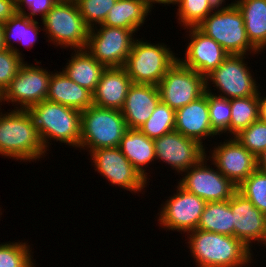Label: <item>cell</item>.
Instances as JSON below:
<instances>
[{"instance_id": "obj_4", "label": "cell", "mask_w": 266, "mask_h": 267, "mask_svg": "<svg viewBox=\"0 0 266 267\" xmlns=\"http://www.w3.org/2000/svg\"><path fill=\"white\" fill-rule=\"evenodd\" d=\"M126 130L120 110L91 105L81 112L79 149L90 153L99 148L118 147Z\"/></svg>"}, {"instance_id": "obj_19", "label": "cell", "mask_w": 266, "mask_h": 267, "mask_svg": "<svg viewBox=\"0 0 266 267\" xmlns=\"http://www.w3.org/2000/svg\"><path fill=\"white\" fill-rule=\"evenodd\" d=\"M175 131L193 139L202 146L207 137L215 138L218 135L211 127L208 91L198 99L175 111Z\"/></svg>"}, {"instance_id": "obj_12", "label": "cell", "mask_w": 266, "mask_h": 267, "mask_svg": "<svg viewBox=\"0 0 266 267\" xmlns=\"http://www.w3.org/2000/svg\"><path fill=\"white\" fill-rule=\"evenodd\" d=\"M207 156L197 165L183 172L178 184L185 190L195 194L207 202H220L231 199L237 191V186L223 176L217 167L207 163ZM185 175V176H184Z\"/></svg>"}, {"instance_id": "obj_36", "label": "cell", "mask_w": 266, "mask_h": 267, "mask_svg": "<svg viewBox=\"0 0 266 267\" xmlns=\"http://www.w3.org/2000/svg\"><path fill=\"white\" fill-rule=\"evenodd\" d=\"M116 2L117 0H76L80 14L90 29L102 25Z\"/></svg>"}, {"instance_id": "obj_43", "label": "cell", "mask_w": 266, "mask_h": 267, "mask_svg": "<svg viewBox=\"0 0 266 267\" xmlns=\"http://www.w3.org/2000/svg\"><path fill=\"white\" fill-rule=\"evenodd\" d=\"M257 168L266 172V150L257 158Z\"/></svg>"}, {"instance_id": "obj_31", "label": "cell", "mask_w": 266, "mask_h": 267, "mask_svg": "<svg viewBox=\"0 0 266 267\" xmlns=\"http://www.w3.org/2000/svg\"><path fill=\"white\" fill-rule=\"evenodd\" d=\"M32 248L26 242H3L0 244V267H35Z\"/></svg>"}, {"instance_id": "obj_33", "label": "cell", "mask_w": 266, "mask_h": 267, "mask_svg": "<svg viewBox=\"0 0 266 267\" xmlns=\"http://www.w3.org/2000/svg\"><path fill=\"white\" fill-rule=\"evenodd\" d=\"M178 23L183 29L197 27L213 11L208 0H178Z\"/></svg>"}, {"instance_id": "obj_26", "label": "cell", "mask_w": 266, "mask_h": 267, "mask_svg": "<svg viewBox=\"0 0 266 267\" xmlns=\"http://www.w3.org/2000/svg\"><path fill=\"white\" fill-rule=\"evenodd\" d=\"M149 13L151 11L145 0H117L102 25L132 29L137 32L150 15Z\"/></svg>"}, {"instance_id": "obj_35", "label": "cell", "mask_w": 266, "mask_h": 267, "mask_svg": "<svg viewBox=\"0 0 266 267\" xmlns=\"http://www.w3.org/2000/svg\"><path fill=\"white\" fill-rule=\"evenodd\" d=\"M234 138L258 158L266 150V123L258 119Z\"/></svg>"}, {"instance_id": "obj_2", "label": "cell", "mask_w": 266, "mask_h": 267, "mask_svg": "<svg viewBox=\"0 0 266 267\" xmlns=\"http://www.w3.org/2000/svg\"><path fill=\"white\" fill-rule=\"evenodd\" d=\"M0 109V155L20 162H34L47 153L28 110Z\"/></svg>"}, {"instance_id": "obj_17", "label": "cell", "mask_w": 266, "mask_h": 267, "mask_svg": "<svg viewBox=\"0 0 266 267\" xmlns=\"http://www.w3.org/2000/svg\"><path fill=\"white\" fill-rule=\"evenodd\" d=\"M230 208L233 213L234 237L249 249L256 241L266 248V215L238 190L230 199Z\"/></svg>"}, {"instance_id": "obj_20", "label": "cell", "mask_w": 266, "mask_h": 267, "mask_svg": "<svg viewBox=\"0 0 266 267\" xmlns=\"http://www.w3.org/2000/svg\"><path fill=\"white\" fill-rule=\"evenodd\" d=\"M157 85L132 84L121 108L127 128H138L145 123L160 102Z\"/></svg>"}, {"instance_id": "obj_44", "label": "cell", "mask_w": 266, "mask_h": 267, "mask_svg": "<svg viewBox=\"0 0 266 267\" xmlns=\"http://www.w3.org/2000/svg\"><path fill=\"white\" fill-rule=\"evenodd\" d=\"M5 48H6V45L4 42V24L0 23V51Z\"/></svg>"}, {"instance_id": "obj_16", "label": "cell", "mask_w": 266, "mask_h": 267, "mask_svg": "<svg viewBox=\"0 0 266 267\" xmlns=\"http://www.w3.org/2000/svg\"><path fill=\"white\" fill-rule=\"evenodd\" d=\"M208 151L210 160L220 173L231 180L237 187L257 169V158L234 137L219 142Z\"/></svg>"}, {"instance_id": "obj_46", "label": "cell", "mask_w": 266, "mask_h": 267, "mask_svg": "<svg viewBox=\"0 0 266 267\" xmlns=\"http://www.w3.org/2000/svg\"><path fill=\"white\" fill-rule=\"evenodd\" d=\"M0 103H1L0 105H2V103H3V102L1 101V93H0ZM1 108H2V107L0 106V109H1Z\"/></svg>"}, {"instance_id": "obj_11", "label": "cell", "mask_w": 266, "mask_h": 267, "mask_svg": "<svg viewBox=\"0 0 266 267\" xmlns=\"http://www.w3.org/2000/svg\"><path fill=\"white\" fill-rule=\"evenodd\" d=\"M157 86L161 102L175 111L198 99L206 91L205 77L178 60Z\"/></svg>"}, {"instance_id": "obj_45", "label": "cell", "mask_w": 266, "mask_h": 267, "mask_svg": "<svg viewBox=\"0 0 266 267\" xmlns=\"http://www.w3.org/2000/svg\"><path fill=\"white\" fill-rule=\"evenodd\" d=\"M58 1H71V2H76V0H58Z\"/></svg>"}, {"instance_id": "obj_25", "label": "cell", "mask_w": 266, "mask_h": 267, "mask_svg": "<svg viewBox=\"0 0 266 267\" xmlns=\"http://www.w3.org/2000/svg\"><path fill=\"white\" fill-rule=\"evenodd\" d=\"M250 43L259 51L266 49V0H235Z\"/></svg>"}, {"instance_id": "obj_41", "label": "cell", "mask_w": 266, "mask_h": 267, "mask_svg": "<svg viewBox=\"0 0 266 267\" xmlns=\"http://www.w3.org/2000/svg\"><path fill=\"white\" fill-rule=\"evenodd\" d=\"M258 119L266 123V96L261 97L260 91H258Z\"/></svg>"}, {"instance_id": "obj_15", "label": "cell", "mask_w": 266, "mask_h": 267, "mask_svg": "<svg viewBox=\"0 0 266 267\" xmlns=\"http://www.w3.org/2000/svg\"><path fill=\"white\" fill-rule=\"evenodd\" d=\"M153 141L156 160H162L181 175L207 155L204 146L175 130Z\"/></svg>"}, {"instance_id": "obj_9", "label": "cell", "mask_w": 266, "mask_h": 267, "mask_svg": "<svg viewBox=\"0 0 266 267\" xmlns=\"http://www.w3.org/2000/svg\"><path fill=\"white\" fill-rule=\"evenodd\" d=\"M36 65L25 62L1 94V101L11 103L14 110H29L32 106L47 99L51 71L44 69L41 62ZM15 104V105H14ZM18 107H17V106Z\"/></svg>"}, {"instance_id": "obj_39", "label": "cell", "mask_w": 266, "mask_h": 267, "mask_svg": "<svg viewBox=\"0 0 266 267\" xmlns=\"http://www.w3.org/2000/svg\"><path fill=\"white\" fill-rule=\"evenodd\" d=\"M15 13V0H0V23L6 22Z\"/></svg>"}, {"instance_id": "obj_29", "label": "cell", "mask_w": 266, "mask_h": 267, "mask_svg": "<svg viewBox=\"0 0 266 267\" xmlns=\"http://www.w3.org/2000/svg\"><path fill=\"white\" fill-rule=\"evenodd\" d=\"M231 118L229 134L234 137L258 120V93L255 96L230 99Z\"/></svg>"}, {"instance_id": "obj_22", "label": "cell", "mask_w": 266, "mask_h": 267, "mask_svg": "<svg viewBox=\"0 0 266 267\" xmlns=\"http://www.w3.org/2000/svg\"><path fill=\"white\" fill-rule=\"evenodd\" d=\"M46 100L82 112L93 105V94L72 81L63 71H52Z\"/></svg>"}, {"instance_id": "obj_37", "label": "cell", "mask_w": 266, "mask_h": 267, "mask_svg": "<svg viewBox=\"0 0 266 267\" xmlns=\"http://www.w3.org/2000/svg\"><path fill=\"white\" fill-rule=\"evenodd\" d=\"M25 60L13 50L5 48L0 51V93L9 86Z\"/></svg>"}, {"instance_id": "obj_38", "label": "cell", "mask_w": 266, "mask_h": 267, "mask_svg": "<svg viewBox=\"0 0 266 267\" xmlns=\"http://www.w3.org/2000/svg\"><path fill=\"white\" fill-rule=\"evenodd\" d=\"M57 2L58 0H15V8L17 13H23L34 21L35 16L39 15L42 21ZM26 7L28 12L25 11Z\"/></svg>"}, {"instance_id": "obj_14", "label": "cell", "mask_w": 266, "mask_h": 267, "mask_svg": "<svg viewBox=\"0 0 266 267\" xmlns=\"http://www.w3.org/2000/svg\"><path fill=\"white\" fill-rule=\"evenodd\" d=\"M176 192L169 196L157 215L161 228L188 234L197 229L206 202L195 194L185 190L179 184Z\"/></svg>"}, {"instance_id": "obj_21", "label": "cell", "mask_w": 266, "mask_h": 267, "mask_svg": "<svg viewBox=\"0 0 266 267\" xmlns=\"http://www.w3.org/2000/svg\"><path fill=\"white\" fill-rule=\"evenodd\" d=\"M132 84L124 67L106 68L93 93V105L121 110Z\"/></svg>"}, {"instance_id": "obj_40", "label": "cell", "mask_w": 266, "mask_h": 267, "mask_svg": "<svg viewBox=\"0 0 266 267\" xmlns=\"http://www.w3.org/2000/svg\"><path fill=\"white\" fill-rule=\"evenodd\" d=\"M225 2L226 0H208L209 7L213 12L229 10L235 5V1L227 5Z\"/></svg>"}, {"instance_id": "obj_32", "label": "cell", "mask_w": 266, "mask_h": 267, "mask_svg": "<svg viewBox=\"0 0 266 267\" xmlns=\"http://www.w3.org/2000/svg\"><path fill=\"white\" fill-rule=\"evenodd\" d=\"M251 203L266 215V172L256 169L237 188Z\"/></svg>"}, {"instance_id": "obj_1", "label": "cell", "mask_w": 266, "mask_h": 267, "mask_svg": "<svg viewBox=\"0 0 266 267\" xmlns=\"http://www.w3.org/2000/svg\"><path fill=\"white\" fill-rule=\"evenodd\" d=\"M186 236L196 267H247L253 261L252 250L234 236L200 229Z\"/></svg>"}, {"instance_id": "obj_13", "label": "cell", "mask_w": 266, "mask_h": 267, "mask_svg": "<svg viewBox=\"0 0 266 267\" xmlns=\"http://www.w3.org/2000/svg\"><path fill=\"white\" fill-rule=\"evenodd\" d=\"M89 154L94 163V170L111 185H118L134 194H139L148 185L149 181L133 167L118 147L99 148Z\"/></svg>"}, {"instance_id": "obj_18", "label": "cell", "mask_w": 266, "mask_h": 267, "mask_svg": "<svg viewBox=\"0 0 266 267\" xmlns=\"http://www.w3.org/2000/svg\"><path fill=\"white\" fill-rule=\"evenodd\" d=\"M189 29V30H188ZM190 42L185 50L184 58L178 61L200 75L206 77L215 70L229 55L213 38L206 36L197 27L186 30Z\"/></svg>"}, {"instance_id": "obj_5", "label": "cell", "mask_w": 266, "mask_h": 267, "mask_svg": "<svg viewBox=\"0 0 266 267\" xmlns=\"http://www.w3.org/2000/svg\"><path fill=\"white\" fill-rule=\"evenodd\" d=\"M142 39L134 40L124 68L132 83L158 85L178 57L164 43L154 44Z\"/></svg>"}, {"instance_id": "obj_8", "label": "cell", "mask_w": 266, "mask_h": 267, "mask_svg": "<svg viewBox=\"0 0 266 267\" xmlns=\"http://www.w3.org/2000/svg\"><path fill=\"white\" fill-rule=\"evenodd\" d=\"M245 57L247 58L245 55H228L205 77L206 91L227 99L255 96L261 87L257 85L258 82L250 71L251 67L247 66ZM209 84H214L218 90L217 94L211 91Z\"/></svg>"}, {"instance_id": "obj_34", "label": "cell", "mask_w": 266, "mask_h": 267, "mask_svg": "<svg viewBox=\"0 0 266 267\" xmlns=\"http://www.w3.org/2000/svg\"><path fill=\"white\" fill-rule=\"evenodd\" d=\"M208 108L212 129L220 136L229 134L231 118L230 99L216 96L208 92Z\"/></svg>"}, {"instance_id": "obj_6", "label": "cell", "mask_w": 266, "mask_h": 267, "mask_svg": "<svg viewBox=\"0 0 266 267\" xmlns=\"http://www.w3.org/2000/svg\"><path fill=\"white\" fill-rule=\"evenodd\" d=\"M48 42L61 48L86 49L90 28L76 2L58 1L42 20Z\"/></svg>"}, {"instance_id": "obj_3", "label": "cell", "mask_w": 266, "mask_h": 267, "mask_svg": "<svg viewBox=\"0 0 266 267\" xmlns=\"http://www.w3.org/2000/svg\"><path fill=\"white\" fill-rule=\"evenodd\" d=\"M28 111L34 119L46 151H49L51 140L79 148L81 138V112L79 110L43 100Z\"/></svg>"}, {"instance_id": "obj_23", "label": "cell", "mask_w": 266, "mask_h": 267, "mask_svg": "<svg viewBox=\"0 0 266 267\" xmlns=\"http://www.w3.org/2000/svg\"><path fill=\"white\" fill-rule=\"evenodd\" d=\"M118 148L133 167L148 181L150 173L146 172L148 164L156 161L154 141L138 128H127Z\"/></svg>"}, {"instance_id": "obj_24", "label": "cell", "mask_w": 266, "mask_h": 267, "mask_svg": "<svg viewBox=\"0 0 266 267\" xmlns=\"http://www.w3.org/2000/svg\"><path fill=\"white\" fill-rule=\"evenodd\" d=\"M105 69L86 49H75L62 71L93 94Z\"/></svg>"}, {"instance_id": "obj_28", "label": "cell", "mask_w": 266, "mask_h": 267, "mask_svg": "<svg viewBox=\"0 0 266 267\" xmlns=\"http://www.w3.org/2000/svg\"><path fill=\"white\" fill-rule=\"evenodd\" d=\"M197 229L234 236L233 213L230 208V199L220 202H207Z\"/></svg>"}, {"instance_id": "obj_10", "label": "cell", "mask_w": 266, "mask_h": 267, "mask_svg": "<svg viewBox=\"0 0 266 267\" xmlns=\"http://www.w3.org/2000/svg\"><path fill=\"white\" fill-rule=\"evenodd\" d=\"M134 33L132 29L97 25L89 31L86 50L106 68L124 67L136 39Z\"/></svg>"}, {"instance_id": "obj_42", "label": "cell", "mask_w": 266, "mask_h": 267, "mask_svg": "<svg viewBox=\"0 0 266 267\" xmlns=\"http://www.w3.org/2000/svg\"><path fill=\"white\" fill-rule=\"evenodd\" d=\"M178 0H145V3L148 7V9L151 11L152 7L155 5V3L157 4H164L165 5H170V4H174L176 6ZM154 4V5H153Z\"/></svg>"}, {"instance_id": "obj_27", "label": "cell", "mask_w": 266, "mask_h": 267, "mask_svg": "<svg viewBox=\"0 0 266 267\" xmlns=\"http://www.w3.org/2000/svg\"><path fill=\"white\" fill-rule=\"evenodd\" d=\"M3 24L6 48L13 50L17 55L23 58L24 55L21 54L20 50L16 48L13 43L18 42L29 49L32 48L37 42L38 32L41 30L40 25H38L39 22L29 19L23 13L16 12Z\"/></svg>"}, {"instance_id": "obj_7", "label": "cell", "mask_w": 266, "mask_h": 267, "mask_svg": "<svg viewBox=\"0 0 266 267\" xmlns=\"http://www.w3.org/2000/svg\"><path fill=\"white\" fill-rule=\"evenodd\" d=\"M197 28L213 38L229 55L261 54L248 40L243 16L236 5L229 10L210 13Z\"/></svg>"}, {"instance_id": "obj_30", "label": "cell", "mask_w": 266, "mask_h": 267, "mask_svg": "<svg viewBox=\"0 0 266 267\" xmlns=\"http://www.w3.org/2000/svg\"><path fill=\"white\" fill-rule=\"evenodd\" d=\"M175 120V110L160 101L149 119L139 127V130L154 140L174 131Z\"/></svg>"}]
</instances>
